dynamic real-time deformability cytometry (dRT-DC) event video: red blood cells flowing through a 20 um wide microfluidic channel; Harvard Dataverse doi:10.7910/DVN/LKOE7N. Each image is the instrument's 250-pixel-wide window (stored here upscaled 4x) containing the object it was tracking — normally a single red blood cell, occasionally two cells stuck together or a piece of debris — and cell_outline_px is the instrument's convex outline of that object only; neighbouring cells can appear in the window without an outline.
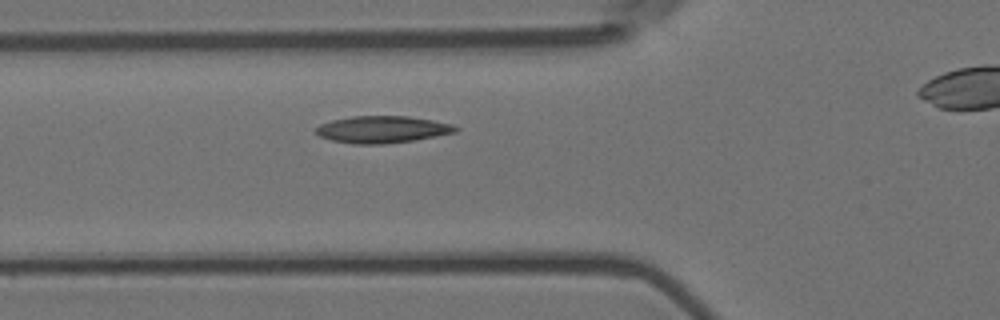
{"species": "Egyptian fruit bat (a non-hibernating species)", "species_latin": "Rousettus aegyptiacus", "temperature_condition": "room temperature", "stored_images_in_passage": 4, "segment_of_instrument_passage": [1, 2], "camera_frame_rate_fps": 3000, "um_per_image_px": 0.085, "animal": {"sex": "female"}, "frame": {"image": 1, "passage_image": 3, "time_ms": 0.667, "image_size_px": [1000, 320], "cell_outline_px": [[460, 128], [456, 132], [436, 136], [412, 140], [384, 144], [352, 144], [332, 140], [320, 136], [312, 132], [320, 124], [332, 120], [352, 116], [408, 116], [432, 120], [452, 124]], "centroid_in_image_um": [32.47, 11.0], "position_along_channel_um": 93.3, "area_um2": 21.96}}